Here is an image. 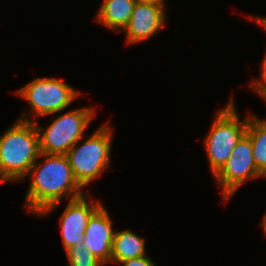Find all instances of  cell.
<instances>
[{"mask_svg": "<svg viewBox=\"0 0 266 266\" xmlns=\"http://www.w3.org/2000/svg\"><path fill=\"white\" fill-rule=\"evenodd\" d=\"M41 163H34L28 175L31 178L25 194L27 212L46 216L55 210L64 197L76 199L86 192L73 176L66 155L40 153Z\"/></svg>", "mask_w": 266, "mask_h": 266, "instance_id": "6da1fadb", "label": "cell"}, {"mask_svg": "<svg viewBox=\"0 0 266 266\" xmlns=\"http://www.w3.org/2000/svg\"><path fill=\"white\" fill-rule=\"evenodd\" d=\"M25 113L0 136V183L23 182L39 159L38 132Z\"/></svg>", "mask_w": 266, "mask_h": 266, "instance_id": "7a4b0ae2", "label": "cell"}, {"mask_svg": "<svg viewBox=\"0 0 266 266\" xmlns=\"http://www.w3.org/2000/svg\"><path fill=\"white\" fill-rule=\"evenodd\" d=\"M109 123L99 126L80 145L82 139L79 140L66 154L73 176L82 188L100 177L110 165L112 129Z\"/></svg>", "mask_w": 266, "mask_h": 266, "instance_id": "3957f363", "label": "cell"}, {"mask_svg": "<svg viewBox=\"0 0 266 266\" xmlns=\"http://www.w3.org/2000/svg\"><path fill=\"white\" fill-rule=\"evenodd\" d=\"M235 108L234 100L231 97L227 105L216 112L210 131L204 138L205 150L213 176L223 167L238 141L246 133L250 115L241 121Z\"/></svg>", "mask_w": 266, "mask_h": 266, "instance_id": "277c9868", "label": "cell"}, {"mask_svg": "<svg viewBox=\"0 0 266 266\" xmlns=\"http://www.w3.org/2000/svg\"><path fill=\"white\" fill-rule=\"evenodd\" d=\"M94 109L93 107L72 109L58 115L47 128L34 121L39 136L40 152L66 155L73 145L85 136L84 132L96 115Z\"/></svg>", "mask_w": 266, "mask_h": 266, "instance_id": "5b68a950", "label": "cell"}, {"mask_svg": "<svg viewBox=\"0 0 266 266\" xmlns=\"http://www.w3.org/2000/svg\"><path fill=\"white\" fill-rule=\"evenodd\" d=\"M29 103L32 116L56 115L64 111L81 94L58 78L38 77L16 91Z\"/></svg>", "mask_w": 266, "mask_h": 266, "instance_id": "8992f818", "label": "cell"}, {"mask_svg": "<svg viewBox=\"0 0 266 266\" xmlns=\"http://www.w3.org/2000/svg\"><path fill=\"white\" fill-rule=\"evenodd\" d=\"M222 187L223 201H229L247 180L262 178L253 158L252 143L245 133L234 147L223 167L213 176Z\"/></svg>", "mask_w": 266, "mask_h": 266, "instance_id": "52a82bcc", "label": "cell"}, {"mask_svg": "<svg viewBox=\"0 0 266 266\" xmlns=\"http://www.w3.org/2000/svg\"><path fill=\"white\" fill-rule=\"evenodd\" d=\"M89 198L90 194L85 193L76 199H69L64 213L60 216L61 238L65 250L75 245H83L88 221L103 205L99 200L90 201Z\"/></svg>", "mask_w": 266, "mask_h": 266, "instance_id": "ba28073f", "label": "cell"}, {"mask_svg": "<svg viewBox=\"0 0 266 266\" xmlns=\"http://www.w3.org/2000/svg\"><path fill=\"white\" fill-rule=\"evenodd\" d=\"M165 13L164 3H135L131 19L123 29L126 44H138L155 36L166 23Z\"/></svg>", "mask_w": 266, "mask_h": 266, "instance_id": "9c48e42d", "label": "cell"}, {"mask_svg": "<svg viewBox=\"0 0 266 266\" xmlns=\"http://www.w3.org/2000/svg\"><path fill=\"white\" fill-rule=\"evenodd\" d=\"M112 220L104 205L89 219L84 233L83 245L105 266L110 263L113 237Z\"/></svg>", "mask_w": 266, "mask_h": 266, "instance_id": "30bf717a", "label": "cell"}, {"mask_svg": "<svg viewBox=\"0 0 266 266\" xmlns=\"http://www.w3.org/2000/svg\"><path fill=\"white\" fill-rule=\"evenodd\" d=\"M134 0H103L96 14V22L112 31L122 32L131 19Z\"/></svg>", "mask_w": 266, "mask_h": 266, "instance_id": "8fae6325", "label": "cell"}, {"mask_svg": "<svg viewBox=\"0 0 266 266\" xmlns=\"http://www.w3.org/2000/svg\"><path fill=\"white\" fill-rule=\"evenodd\" d=\"M146 242L132 230L115 231L113 237L111 263L146 256Z\"/></svg>", "mask_w": 266, "mask_h": 266, "instance_id": "7c38bea8", "label": "cell"}, {"mask_svg": "<svg viewBox=\"0 0 266 266\" xmlns=\"http://www.w3.org/2000/svg\"><path fill=\"white\" fill-rule=\"evenodd\" d=\"M252 114L248 118L246 134L252 143L253 158L256 167L266 177V120Z\"/></svg>", "mask_w": 266, "mask_h": 266, "instance_id": "4fadbf2b", "label": "cell"}, {"mask_svg": "<svg viewBox=\"0 0 266 266\" xmlns=\"http://www.w3.org/2000/svg\"><path fill=\"white\" fill-rule=\"evenodd\" d=\"M69 266H104L84 245H75L66 250Z\"/></svg>", "mask_w": 266, "mask_h": 266, "instance_id": "5bb4252c", "label": "cell"}, {"mask_svg": "<svg viewBox=\"0 0 266 266\" xmlns=\"http://www.w3.org/2000/svg\"><path fill=\"white\" fill-rule=\"evenodd\" d=\"M261 73L258 79L255 78L251 83H249L250 88L258 93L261 97L266 95V53L261 64Z\"/></svg>", "mask_w": 266, "mask_h": 266, "instance_id": "9a60e30c", "label": "cell"}, {"mask_svg": "<svg viewBox=\"0 0 266 266\" xmlns=\"http://www.w3.org/2000/svg\"><path fill=\"white\" fill-rule=\"evenodd\" d=\"M118 263L122 266H156V264L147 255L138 258L128 259Z\"/></svg>", "mask_w": 266, "mask_h": 266, "instance_id": "2e32d148", "label": "cell"}, {"mask_svg": "<svg viewBox=\"0 0 266 266\" xmlns=\"http://www.w3.org/2000/svg\"><path fill=\"white\" fill-rule=\"evenodd\" d=\"M249 18H251L252 20H254L257 24L259 23V25H261V27L263 26V28H265L266 30V16L263 17H258V16H248Z\"/></svg>", "mask_w": 266, "mask_h": 266, "instance_id": "e0dca14e", "label": "cell"}, {"mask_svg": "<svg viewBox=\"0 0 266 266\" xmlns=\"http://www.w3.org/2000/svg\"><path fill=\"white\" fill-rule=\"evenodd\" d=\"M136 3H165V0H134Z\"/></svg>", "mask_w": 266, "mask_h": 266, "instance_id": "ac0fdd59", "label": "cell"}, {"mask_svg": "<svg viewBox=\"0 0 266 266\" xmlns=\"http://www.w3.org/2000/svg\"><path fill=\"white\" fill-rule=\"evenodd\" d=\"M262 220H263V221H262V223H261L260 225L262 226V228H263V232H264V234L266 235V212H265L264 217H263Z\"/></svg>", "mask_w": 266, "mask_h": 266, "instance_id": "d6986e66", "label": "cell"}, {"mask_svg": "<svg viewBox=\"0 0 266 266\" xmlns=\"http://www.w3.org/2000/svg\"><path fill=\"white\" fill-rule=\"evenodd\" d=\"M262 98H263V100H265V102H266V95H264Z\"/></svg>", "mask_w": 266, "mask_h": 266, "instance_id": "ffe728a7", "label": "cell"}]
</instances>
